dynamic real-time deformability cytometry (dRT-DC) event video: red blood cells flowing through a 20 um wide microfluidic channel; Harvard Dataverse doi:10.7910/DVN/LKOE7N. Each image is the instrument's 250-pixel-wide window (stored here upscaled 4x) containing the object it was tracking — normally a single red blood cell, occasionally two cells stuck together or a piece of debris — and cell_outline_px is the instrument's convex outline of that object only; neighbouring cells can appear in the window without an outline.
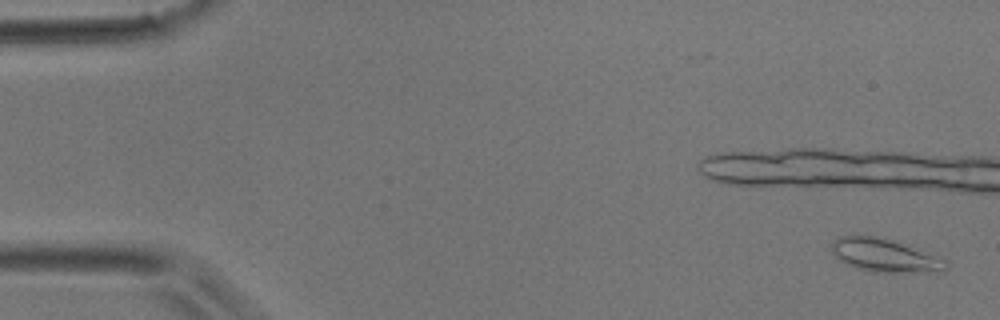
{"species": "common noctule bat (a hibernating species)", "species_latin": "Nyctalus noctula", "temperature_condition": "room temperature", "stored_images_in_passage": 5, "camera_frame_rate_fps": 3000, "um_per_image_px": 0.085, "animal": {"sex": "male", "body_mass_g": 17.9}, "frame": {"image": 1, "passage_image": 1, "time_ms": 0.0, "image_size_px": [1000, 320], "cell_outline_px": [[948, 268], [940, 272], [872, 272], [856, 268], [840, 260], [832, 252], [832, 240], [836, 236], [876, 236], [896, 240], [912, 244], [948, 260]], "centroid_in_image_um": [75.29, 21.69], "position_along_channel_um": 9.7, "area_um2": 22.77}}